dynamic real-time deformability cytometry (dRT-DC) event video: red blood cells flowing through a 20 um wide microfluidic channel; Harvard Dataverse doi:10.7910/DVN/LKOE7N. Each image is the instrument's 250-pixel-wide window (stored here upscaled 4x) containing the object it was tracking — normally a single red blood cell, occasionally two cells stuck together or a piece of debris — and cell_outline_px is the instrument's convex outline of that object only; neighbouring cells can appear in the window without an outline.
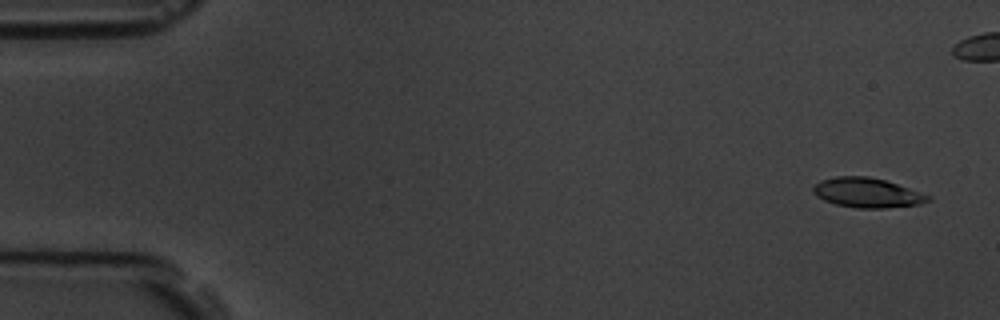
{"species": "common noctule bat (a hibernating species)", "species_latin": "Nyctalus noctula", "temperature_condition": "room temperature", "stored_images_in_passage": 6, "camera_frame_rate_fps": 3000, "um_per_image_px": 0.085, "animal": {"sex": "male", "body_mass_g": 19.5, "forearm_length_mm": 54.6}, "frame": {"image": 1, "passage_image": 1, "time_ms": 0.0, "image_size_px": [1000, 320], "cell_outline_px": [[932, 200], [920, 204], [884, 208], [856, 208], [836, 204], [824, 200], [816, 196], [812, 192], [812, 188], [820, 180], [836, 176], [868, 176], [884, 180], [932, 196]], "centroid_in_image_um": [73.69, 16.38], "position_along_channel_um": 11.3, "area_um2": 19.83}}
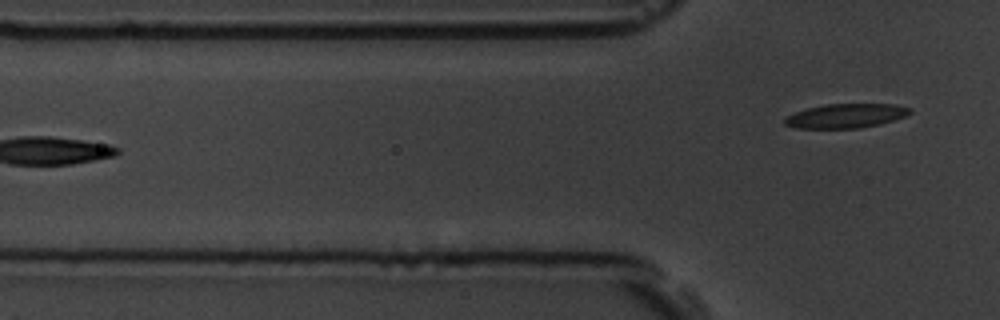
{"frame": {"image": 2, "passage_image": 6, "time_ms": 6.667, "image_size_px": [1000, 320], "cell_outline_px": [[912, 112], [904, 116], [880, 124], [860, 128], [796, 128], [784, 124], [784, 116], [808, 108], [824, 104], [896, 104], [912, 108]], "centroid_in_image_um": [71.89, 9.84], "position_along_channel_um": 53.9, "area_um2": 17.69}}